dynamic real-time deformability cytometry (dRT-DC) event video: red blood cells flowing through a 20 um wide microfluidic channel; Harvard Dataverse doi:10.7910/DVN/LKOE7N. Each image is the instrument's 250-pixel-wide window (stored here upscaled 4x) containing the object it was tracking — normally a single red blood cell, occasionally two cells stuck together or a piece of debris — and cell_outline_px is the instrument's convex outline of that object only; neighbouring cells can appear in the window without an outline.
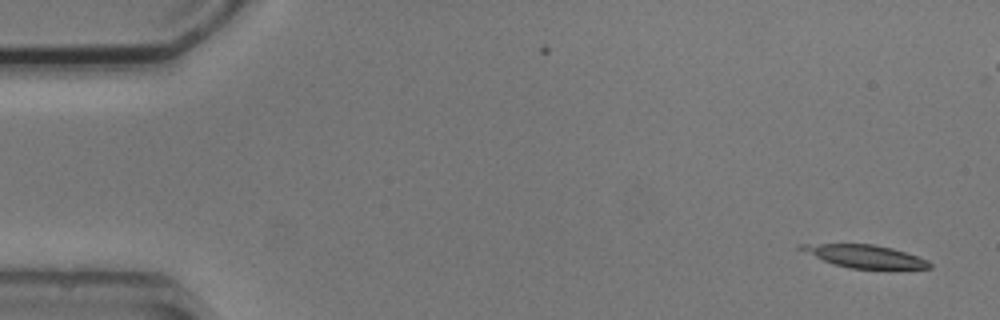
{"species": "common noctule bat (a hibernating species)", "species_latin": "Nyctalus noctula", "temperature_condition": "cold", "stored_images_in_passage": 5, "camera_frame_rate_fps": 3000, "um_per_image_px": 0.085, "animal": {"sex": "male", "body_mass_g": 20.5, "forearm_length_mm": 52.5}, "frame": {"image": 1, "passage_image": 1, "time_ms": 0.0, "image_size_px": [1000, 320], "cell_outline_px": [[932, 268], [848, 268], [832, 264], [796, 248], [796, 244], [872, 244], [892, 248], [928, 260], [932, 264]], "centroid_in_image_um": [73.47, 21.77], "position_along_channel_um": 11.5, "area_um2": 16.82}}